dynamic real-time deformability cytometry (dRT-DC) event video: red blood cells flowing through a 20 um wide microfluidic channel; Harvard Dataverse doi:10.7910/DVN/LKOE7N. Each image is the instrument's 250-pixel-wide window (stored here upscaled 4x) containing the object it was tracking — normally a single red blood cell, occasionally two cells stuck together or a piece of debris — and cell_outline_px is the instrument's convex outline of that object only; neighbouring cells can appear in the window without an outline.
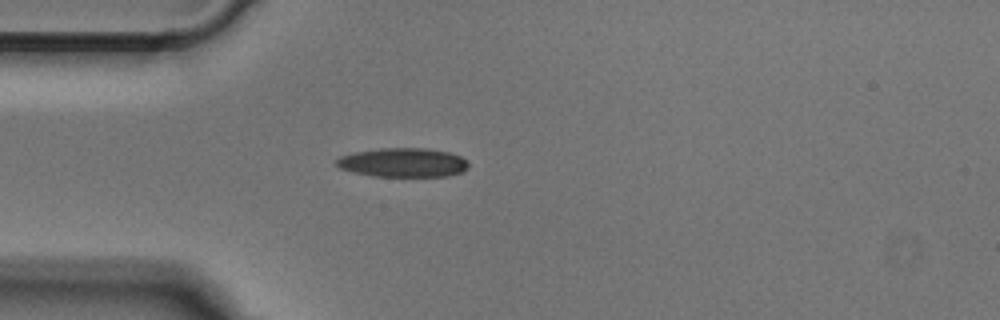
{"species": "Egyptian fruit bat (a non-hibernating species)", "species_latin": "Rousettus aegyptiacus", "temperature_condition": "cold", "stored_images_in_passage": 37, "camera_frame_rate_fps": 3000, "um_per_image_px": 0.085, "animal": {"sex": "male"}, "frame": {"image": 1, "passage_image": 1, "time_ms": 0.0, "image_size_px": [1000, 320], "cell_outline_px": [[468, 168], [464, 172], [448, 176], [372, 176], [352, 172], [340, 168], [336, 164], [336, 160], [340, 156], [352, 152], [380, 148], [428, 148], [448, 152], [460, 156], [468, 160]], "centroid_in_image_um": [34.27, 13.81], "position_along_channel_um": 50.7, "area_um2": 22.6}}
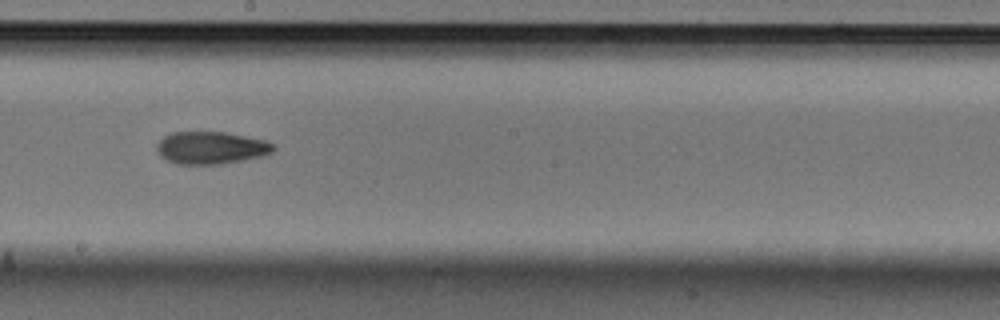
{"frame": {"image": 2, "passage_image": 15, "time_ms": 4.667, "image_size_px": [1000, 320], "cell_outline_px": [[276, 148], [272, 152], [264, 156], [244, 160], [220, 164], [176, 164], [164, 160], [156, 152], [156, 144], [164, 136], [172, 132], [224, 132], [264, 140], [276, 144]], "centroid_in_image_um": [17.92, 12.57], "position_along_channel_um": 230.3, "area_um2": 22.31}}
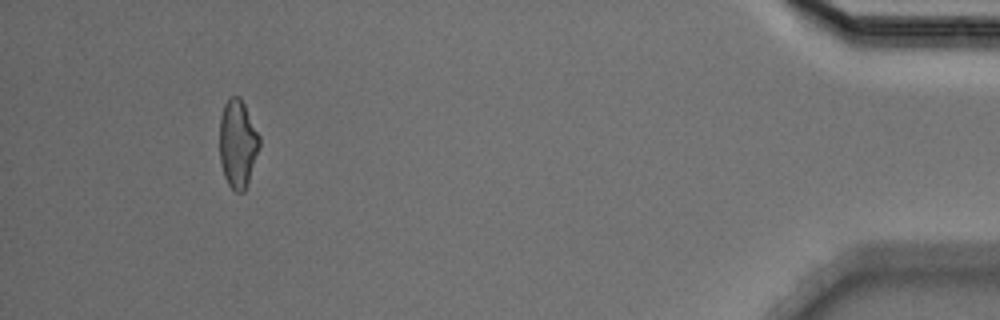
{"frame": {"image": 3, "passage_image": 34, "time_ms": 11.0, "image_size_px": [1000, 320], "cell_outline_px": [[260, 144], [248, 184], [244, 192], [236, 192], [228, 184], [224, 176], [220, 160], [220, 116], [224, 104], [232, 96], [240, 96], [260, 136]], "centroid_in_image_um": [20.21, 12.22], "position_along_channel_um": 415.0, "area_um2": 20.4}}